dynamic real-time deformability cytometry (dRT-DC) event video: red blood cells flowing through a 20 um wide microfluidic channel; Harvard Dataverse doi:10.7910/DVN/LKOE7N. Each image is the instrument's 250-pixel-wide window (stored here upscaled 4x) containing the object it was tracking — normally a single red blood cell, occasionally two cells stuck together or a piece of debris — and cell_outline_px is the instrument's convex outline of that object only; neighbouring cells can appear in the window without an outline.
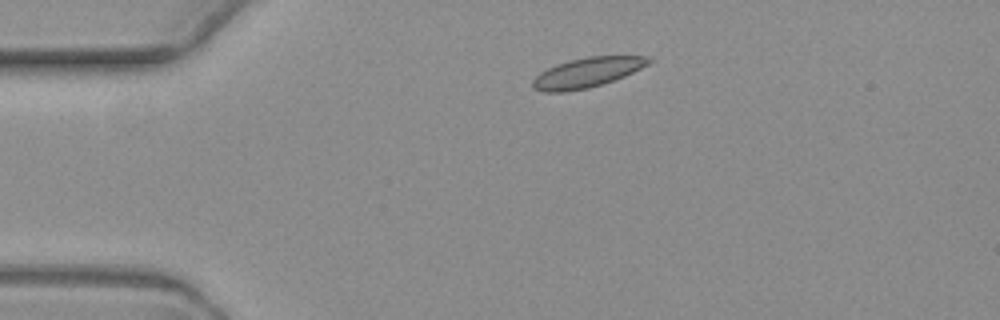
{"species": "common noctule bat (a hibernating species)", "species_latin": "Nyctalus noctula", "temperature_condition": "warm", "stored_images_in_passage": 4, "camera_frame_rate_fps": 3000, "um_per_image_px": 0.085, "animal": {"sex": "female", "body_mass_g": 19.3, "forearm_length_mm": 54.1}, "frame": {"image": 1, "passage_image": 1, "time_ms": 0.0, "image_size_px": [1000, 320], "cell_outline_px": [[652, 60], [648, 64], [624, 76], [588, 88], [564, 92], [544, 92], [532, 88], [532, 80], [540, 72], [556, 64], [588, 56], [648, 56]], "centroid_in_image_um": [49.86, 6.17], "position_along_channel_um": 35.1, "area_um2": 19.88}}
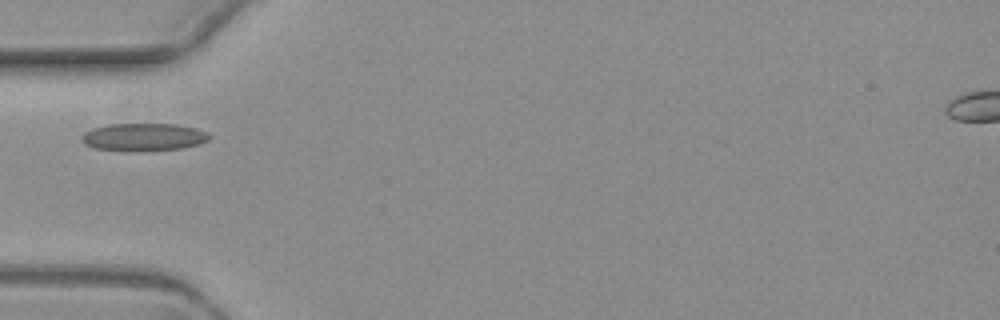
{"frame": {"image": 2, "passage_image": 3, "time_ms": 2.333, "image_size_px": [1000, 320], "cell_outline_px": [[212, 136], [208, 140], [200, 144], [180, 148], [96, 148], [84, 144], [80, 140], [80, 136], [84, 132], [92, 128], [108, 124], [176, 124], [196, 128], [208, 132]], "centroid_in_image_um": [12.23, 11.58], "position_along_channel_um": 72.8, "area_um2": 19.65}}
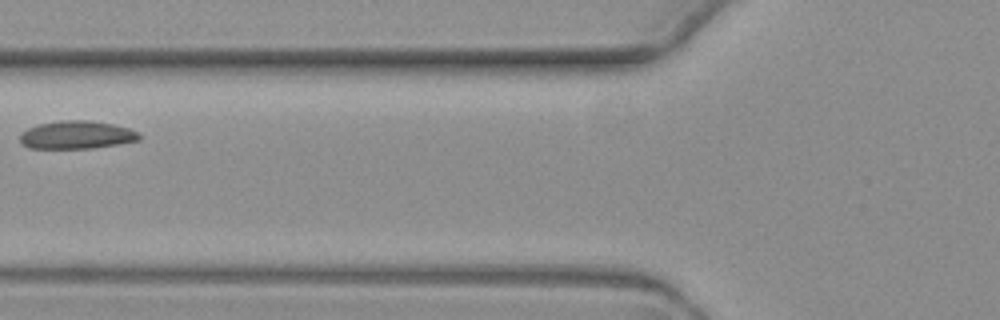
{"frame": {"image": 3, "passage_image": 4, "time_ms": 3.667, "image_size_px": [1000, 320], "cell_outline_px": [[140, 140], [120, 144], [92, 148], [28, 148], [20, 144], [20, 132], [28, 128], [40, 124], [60, 120], [88, 120], [112, 124], [128, 128], [136, 132], [140, 136]], "centroid_in_image_um": [6.48, 11.47], "position_along_channel_um": 119.3, "area_um2": 19.48}}